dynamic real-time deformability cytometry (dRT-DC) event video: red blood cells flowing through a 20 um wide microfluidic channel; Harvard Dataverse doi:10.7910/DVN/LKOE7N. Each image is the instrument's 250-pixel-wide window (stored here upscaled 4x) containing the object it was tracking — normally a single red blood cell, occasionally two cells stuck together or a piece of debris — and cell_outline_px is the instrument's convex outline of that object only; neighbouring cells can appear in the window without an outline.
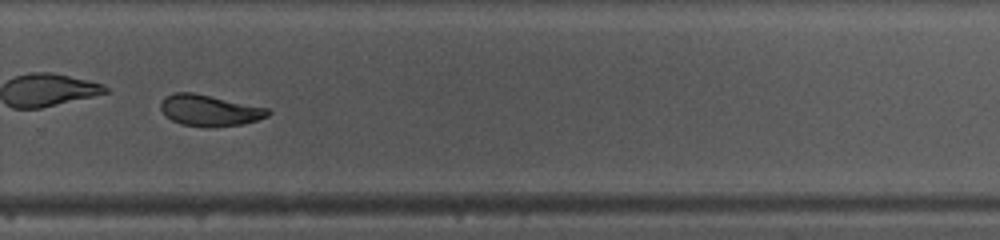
{"species": "common noctule bat (a hibernating species)", "species_latin": "Nyctalus noctula", "temperature_condition": "warm", "stored_images_in_passage": 49, "camera_frame_rate_fps": 3000, "um_per_image_px": 0.085, "animal": {"sex": "female", "body_mass_g": 10.0, "forearm_length_mm": 53.1}, "frame": {"image": 1, "passage_image": 35, "time_ms": 11.333, "image_size_px": [1000, 240], "cell_outline_px": [[272, 112], [268, 116], [244, 124], [180, 124], [172, 120], [160, 108], [160, 104], [164, 96], [176, 92], [192, 92], [268, 108]], "centroid_in_image_um": [17.81, 9.33], "position_along_channel_um": 312.0, "area_um2": 18.61}, "authors_computed_cell_mechanics": {"area_um2": 20.1722, "velocity_mm_per_s": 4.1298, "shape_relaxation_time_tau1_ms": 4.7207, "shape_relaxation_time_tau2_ms": 1.3306, "deformation_change_tau1": 0.1723, "deformation_change_tau2": 0.0753}}